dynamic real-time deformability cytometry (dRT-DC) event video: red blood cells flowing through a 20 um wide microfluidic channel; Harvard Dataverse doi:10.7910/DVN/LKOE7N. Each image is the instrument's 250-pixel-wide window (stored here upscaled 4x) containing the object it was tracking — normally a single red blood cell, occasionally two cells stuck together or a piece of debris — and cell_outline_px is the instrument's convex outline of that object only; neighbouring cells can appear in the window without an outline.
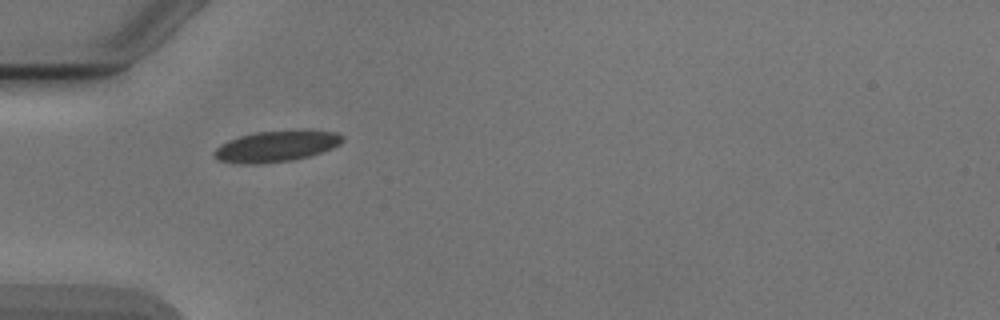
{"species": "Egyptian fruit bat (a non-hibernating species)", "species_latin": "Rousettus aegyptiacus", "temperature_condition": "cold", "stored_images_in_passage": 3, "camera_frame_rate_fps": 3000, "um_per_image_px": 0.085, "animal": {"sex": "male"}, "frame": {"image": 1, "passage_image": 2, "time_ms": 2.333, "image_size_px": [1000, 320], "cell_outline_px": [[344, 140], [340, 144], [332, 148], [308, 156], [292, 160], [260, 164], [240, 164], [216, 160], [212, 156], [212, 152], [220, 144], [228, 140], [240, 136], [256, 132], [308, 128], [336, 132], [344, 136]], "centroid_in_image_um": [23.48, 12.41], "position_along_channel_um": 61.5, "area_um2": 23.87}}
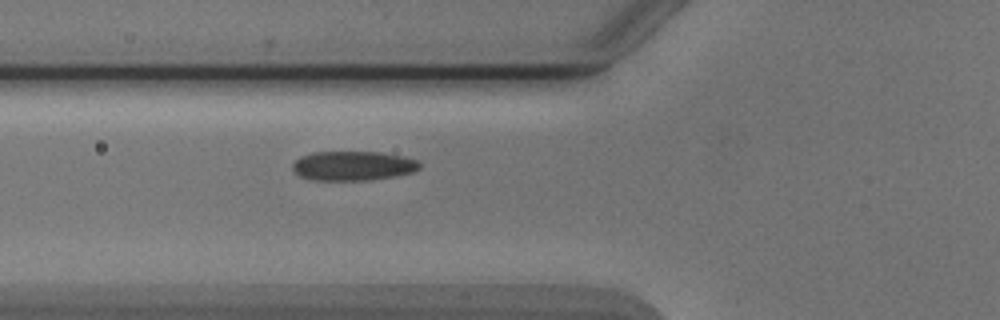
{"frame": {"image": 2, "passage_image": 3, "time_ms": 3.333, "image_size_px": [1000, 320], "cell_outline_px": [[420, 168], [412, 172], [396, 176], [368, 180], [312, 180], [300, 176], [292, 168], [292, 164], [300, 156], [312, 152], [380, 152], [404, 156], [416, 160], [420, 164]], "centroid_in_image_um": [30.0, 14.09], "position_along_channel_um": 95.8, "area_um2": 21.79}}